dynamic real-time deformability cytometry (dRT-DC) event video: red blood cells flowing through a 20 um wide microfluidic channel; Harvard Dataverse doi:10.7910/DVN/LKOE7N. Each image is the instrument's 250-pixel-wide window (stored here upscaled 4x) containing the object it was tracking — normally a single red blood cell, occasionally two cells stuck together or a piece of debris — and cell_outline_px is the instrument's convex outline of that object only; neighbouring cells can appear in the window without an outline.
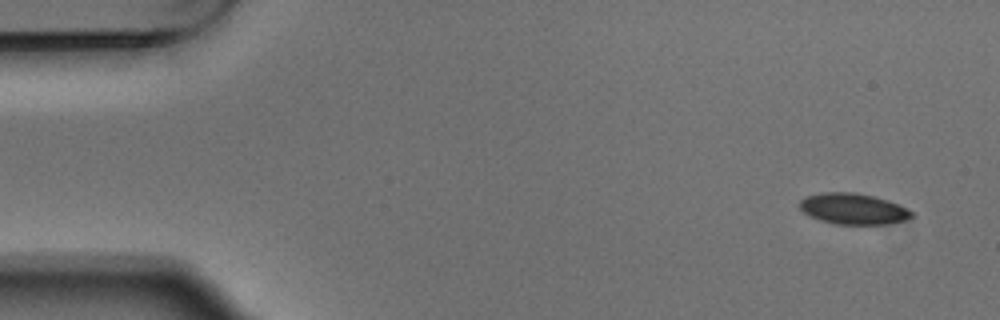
{"species": "Egyptian fruit bat (a non-hibernating species)", "species_latin": "Rousettus aegyptiacus", "temperature_condition": "warm", "stored_images_in_passage": 4, "camera_frame_rate_fps": 3000, "um_per_image_px": 0.085, "animal": {"sex": "male"}, "frame": {"image": 1, "passage_image": 1, "time_ms": 0.0, "image_size_px": [1000, 320], "cell_outline_px": [[916, 216], [904, 220], [884, 224], [836, 224], [820, 220], [804, 212], [800, 208], [800, 200], [808, 196], [824, 192], [852, 192], [872, 196], [888, 200], [900, 204], [908, 208]], "centroid_in_image_um": [72.57, 17.75], "position_along_channel_um": 12.4, "area_um2": 20.06}}
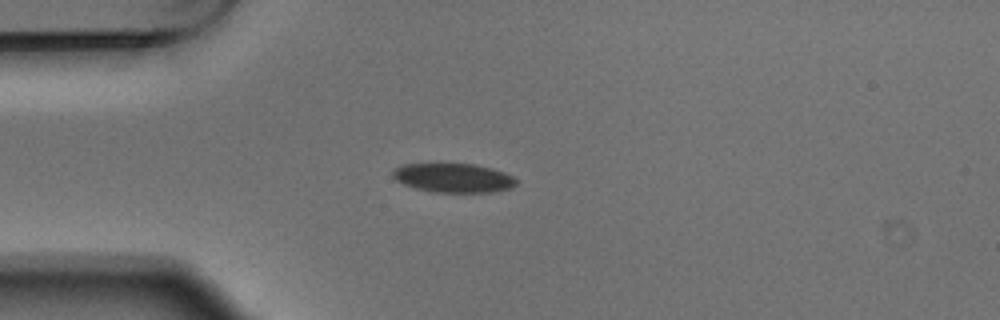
{"frame": {"image": 2, "passage_image": 4, "time_ms": 1.0, "image_size_px": [1000, 320], "cell_outline_px": [[516, 184], [512, 188], [492, 192], [436, 192], [416, 188], [404, 184], [396, 180], [392, 176], [392, 172], [400, 164], [444, 160], [476, 164], [492, 168], [504, 172], [512, 176], [516, 180]], "centroid_in_image_um": [38.49, 15.05], "position_along_channel_um": 46.5, "area_um2": 21.96}}